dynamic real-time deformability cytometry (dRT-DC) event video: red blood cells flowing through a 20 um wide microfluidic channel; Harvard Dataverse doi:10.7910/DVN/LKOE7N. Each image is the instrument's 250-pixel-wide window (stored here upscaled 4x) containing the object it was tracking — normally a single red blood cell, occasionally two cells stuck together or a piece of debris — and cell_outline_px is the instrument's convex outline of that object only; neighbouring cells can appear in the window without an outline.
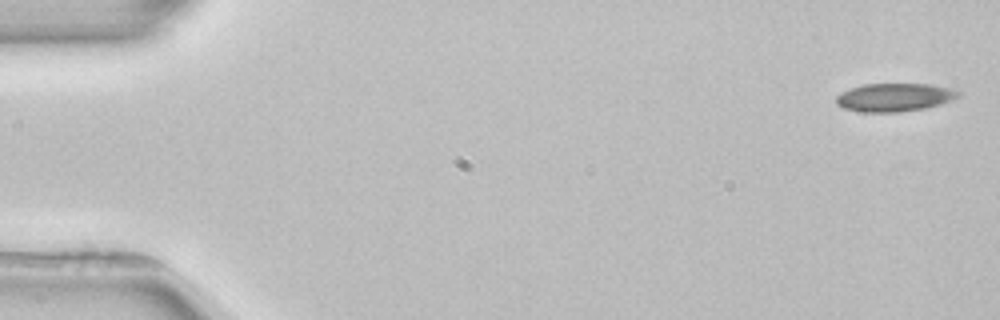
{"species": "common noctule bat (a hibernating species)", "species_latin": "Nyctalus noctula", "temperature_condition": "room temperature", "stored_images_in_passage": 5, "segment_of_instrument_passage": [1, 2], "camera_frame_rate_fps": 3000, "um_per_image_px": 0.085, "animal": {"sex": "female", "body_mass_g": 22.7, "forearm_length_mm": 54.2}, "frame": {"image": 1, "passage_image": 1, "time_ms": 0.0, "image_size_px": [1000, 320], "cell_outline_px": [[960, 96], [952, 100], [940, 104], [924, 108], [900, 112], [860, 112], [844, 108], [836, 104], [836, 96], [840, 92], [864, 84], [928, 84], [952, 88], [960, 92]], "centroid_in_image_um": [76.03, 8.27], "position_along_channel_um": 9.0, "area_um2": 20.11}}
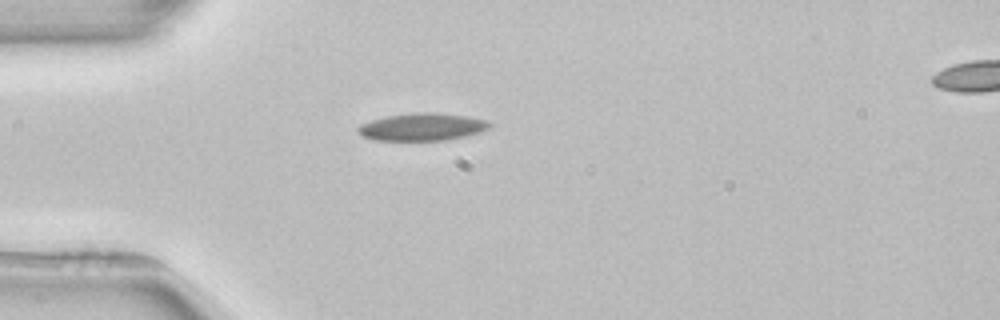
{"frame": {"image": 2, "passage_image": 4, "time_ms": 4.333, "image_size_px": [1000, 320], "cell_outline_px": [[492, 124], [488, 128], [480, 132], [448, 140], [372, 140], [360, 136], [356, 132], [356, 128], [360, 124], [384, 116], [412, 112], [436, 112], [468, 116], [488, 120]], "centroid_in_image_um": [35.84, 10.78], "position_along_channel_um": 49.2, "area_um2": 21.44}}